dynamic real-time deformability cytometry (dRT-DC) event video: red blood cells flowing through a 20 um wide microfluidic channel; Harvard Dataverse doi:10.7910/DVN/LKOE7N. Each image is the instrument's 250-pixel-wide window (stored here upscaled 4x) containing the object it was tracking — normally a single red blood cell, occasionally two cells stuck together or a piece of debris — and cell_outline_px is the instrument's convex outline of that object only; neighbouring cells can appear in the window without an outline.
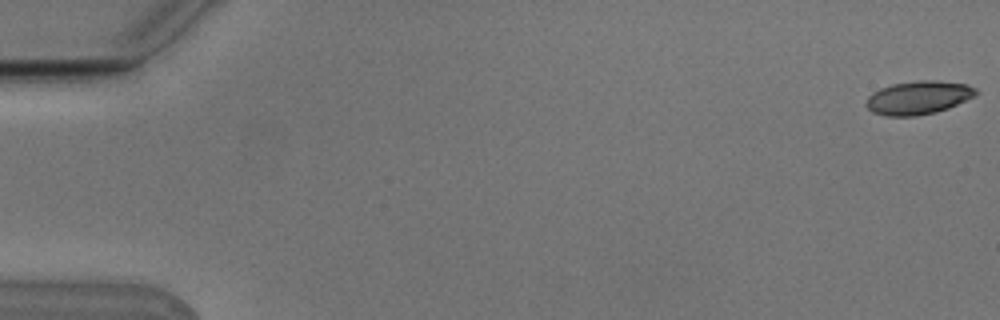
{"species": "Egyptian fruit bat (a non-hibernating species)", "species_latin": "Rousettus aegyptiacus", "temperature_condition": "cold", "stored_images_in_passage": 9, "camera_frame_rate_fps": 3000, "um_per_image_px": 0.085, "animal": {"sex": "male"}, "frame": {"image": 1, "passage_image": 1, "time_ms": 0.0, "image_size_px": [1000, 320], "cell_outline_px": [[980, 92], [976, 96], [948, 108], [936, 112], [916, 116], [884, 116], [872, 112], [864, 104], [868, 96], [872, 92], [880, 88], [892, 84], [916, 80], [936, 80], [968, 84], [976, 88]], "centroid_in_image_um": [78.07, 8.29], "position_along_channel_um": 6.9, "area_um2": 21.73}}
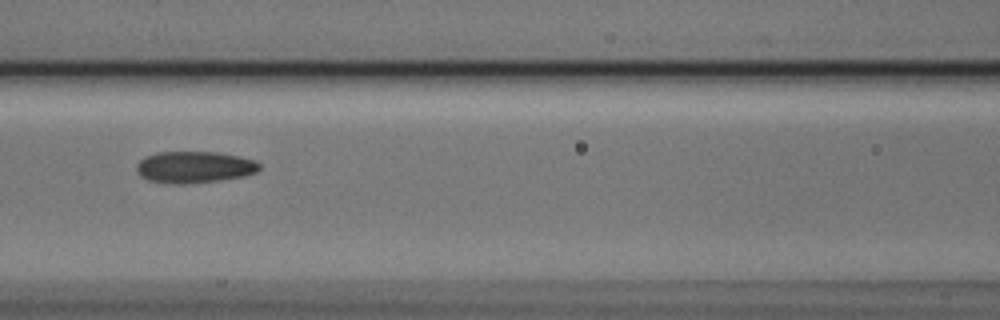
{"frame": {"image": 2, "passage_image": 8, "time_ms": 2.333, "image_size_px": [1000, 320], "cell_outline_px": [[260, 168], [256, 172], [244, 176], [220, 180], [184, 184], [168, 184], [148, 180], [140, 176], [136, 172], [136, 164], [140, 160], [156, 152], [216, 152], [240, 156], [252, 160], [260, 164]], "centroid_in_image_um": [16.49, 14.21], "position_along_channel_um": 150.1, "area_um2": 22.72}}
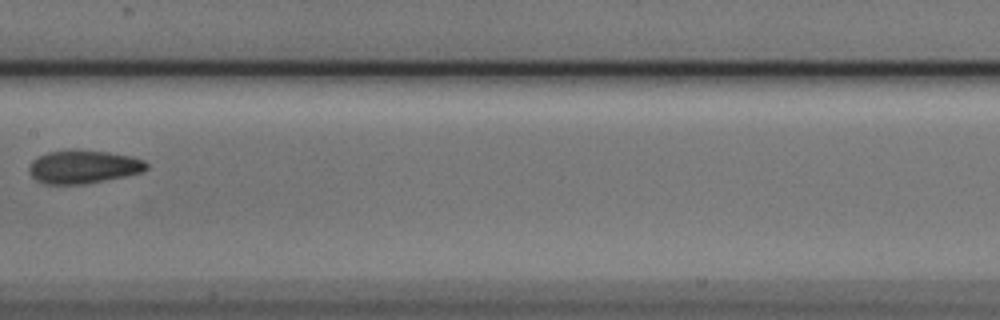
{"frame": {"image": 3, "passage_image": 9, "time_ms": 2.667, "image_size_px": [1000, 320], "cell_outline_px": [[148, 168], [140, 172], [124, 176], [84, 184], [44, 184], [36, 180], [32, 176], [28, 168], [32, 160], [48, 152], [108, 152], [132, 156], [144, 160], [148, 164]], "centroid_in_image_um": [7.09, 14.21], "position_along_channel_um": 200.3, "area_um2": 22.02}}